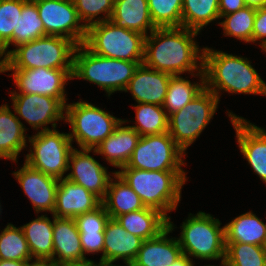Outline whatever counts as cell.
<instances>
[{
  "label": "cell",
  "mask_w": 266,
  "mask_h": 266,
  "mask_svg": "<svg viewBox=\"0 0 266 266\" xmlns=\"http://www.w3.org/2000/svg\"><path fill=\"white\" fill-rule=\"evenodd\" d=\"M199 32L184 27H157L145 38L143 64L151 69L205 79L203 71V48L194 37ZM200 60V61H198ZM197 72L193 73V72ZM196 74V75H195Z\"/></svg>",
  "instance_id": "cell-1"
},
{
  "label": "cell",
  "mask_w": 266,
  "mask_h": 266,
  "mask_svg": "<svg viewBox=\"0 0 266 266\" xmlns=\"http://www.w3.org/2000/svg\"><path fill=\"white\" fill-rule=\"evenodd\" d=\"M205 87L220 101L219 93L266 95V83L245 58L223 51L203 48Z\"/></svg>",
  "instance_id": "cell-2"
},
{
  "label": "cell",
  "mask_w": 266,
  "mask_h": 266,
  "mask_svg": "<svg viewBox=\"0 0 266 266\" xmlns=\"http://www.w3.org/2000/svg\"><path fill=\"white\" fill-rule=\"evenodd\" d=\"M115 171L140 197L145 207L167 212L176 210L181 201V189L187 181L185 171H146L121 168Z\"/></svg>",
  "instance_id": "cell-3"
},
{
  "label": "cell",
  "mask_w": 266,
  "mask_h": 266,
  "mask_svg": "<svg viewBox=\"0 0 266 266\" xmlns=\"http://www.w3.org/2000/svg\"><path fill=\"white\" fill-rule=\"evenodd\" d=\"M76 44L62 36L47 35L7 50L0 62V70H23L35 68L73 69Z\"/></svg>",
  "instance_id": "cell-4"
},
{
  "label": "cell",
  "mask_w": 266,
  "mask_h": 266,
  "mask_svg": "<svg viewBox=\"0 0 266 266\" xmlns=\"http://www.w3.org/2000/svg\"><path fill=\"white\" fill-rule=\"evenodd\" d=\"M140 64L143 61H127L94 54L81 44L74 51L72 78L94 83L110 97L116 91H125Z\"/></svg>",
  "instance_id": "cell-5"
},
{
  "label": "cell",
  "mask_w": 266,
  "mask_h": 266,
  "mask_svg": "<svg viewBox=\"0 0 266 266\" xmlns=\"http://www.w3.org/2000/svg\"><path fill=\"white\" fill-rule=\"evenodd\" d=\"M211 214L199 211L182 223L177 238L183 254L203 260H225V227Z\"/></svg>",
  "instance_id": "cell-6"
},
{
  "label": "cell",
  "mask_w": 266,
  "mask_h": 266,
  "mask_svg": "<svg viewBox=\"0 0 266 266\" xmlns=\"http://www.w3.org/2000/svg\"><path fill=\"white\" fill-rule=\"evenodd\" d=\"M146 36L117 27L111 20L90 25L84 45L94 54L127 61H143Z\"/></svg>",
  "instance_id": "cell-7"
},
{
  "label": "cell",
  "mask_w": 266,
  "mask_h": 266,
  "mask_svg": "<svg viewBox=\"0 0 266 266\" xmlns=\"http://www.w3.org/2000/svg\"><path fill=\"white\" fill-rule=\"evenodd\" d=\"M65 123L71 126L70 140L77 142L80 149H95L111 135L123 121L109 112L85 101L66 104Z\"/></svg>",
  "instance_id": "cell-8"
},
{
  "label": "cell",
  "mask_w": 266,
  "mask_h": 266,
  "mask_svg": "<svg viewBox=\"0 0 266 266\" xmlns=\"http://www.w3.org/2000/svg\"><path fill=\"white\" fill-rule=\"evenodd\" d=\"M218 103L219 98L205 87L191 102L168 116V133L184 152L209 124Z\"/></svg>",
  "instance_id": "cell-9"
},
{
  "label": "cell",
  "mask_w": 266,
  "mask_h": 266,
  "mask_svg": "<svg viewBox=\"0 0 266 266\" xmlns=\"http://www.w3.org/2000/svg\"><path fill=\"white\" fill-rule=\"evenodd\" d=\"M28 141L32 147L25 158L28 166L58 180L66 178L64 174L74 149L68 133H60L56 128L37 131Z\"/></svg>",
  "instance_id": "cell-10"
},
{
  "label": "cell",
  "mask_w": 266,
  "mask_h": 266,
  "mask_svg": "<svg viewBox=\"0 0 266 266\" xmlns=\"http://www.w3.org/2000/svg\"><path fill=\"white\" fill-rule=\"evenodd\" d=\"M184 152L168 132L141 136L131 159L123 168L146 171H184Z\"/></svg>",
  "instance_id": "cell-11"
},
{
  "label": "cell",
  "mask_w": 266,
  "mask_h": 266,
  "mask_svg": "<svg viewBox=\"0 0 266 266\" xmlns=\"http://www.w3.org/2000/svg\"><path fill=\"white\" fill-rule=\"evenodd\" d=\"M45 28V36H62L77 46L84 44L87 28L81 23L73 0H33Z\"/></svg>",
  "instance_id": "cell-12"
},
{
  "label": "cell",
  "mask_w": 266,
  "mask_h": 266,
  "mask_svg": "<svg viewBox=\"0 0 266 266\" xmlns=\"http://www.w3.org/2000/svg\"><path fill=\"white\" fill-rule=\"evenodd\" d=\"M10 98L14 113L18 119H24L34 130L55 129L57 121L65 120V105L57 98L40 94H20L11 92ZM47 126V127H46Z\"/></svg>",
  "instance_id": "cell-13"
},
{
  "label": "cell",
  "mask_w": 266,
  "mask_h": 266,
  "mask_svg": "<svg viewBox=\"0 0 266 266\" xmlns=\"http://www.w3.org/2000/svg\"><path fill=\"white\" fill-rule=\"evenodd\" d=\"M13 71L12 76L20 94H40L59 99L65 106L67 96L65 85L73 80V69H23L0 70V73Z\"/></svg>",
  "instance_id": "cell-14"
},
{
  "label": "cell",
  "mask_w": 266,
  "mask_h": 266,
  "mask_svg": "<svg viewBox=\"0 0 266 266\" xmlns=\"http://www.w3.org/2000/svg\"><path fill=\"white\" fill-rule=\"evenodd\" d=\"M92 149L74 148L69 156L68 173L65 177L94 193L101 200L106 196L111 174L89 153ZM72 164V165H71Z\"/></svg>",
  "instance_id": "cell-15"
},
{
  "label": "cell",
  "mask_w": 266,
  "mask_h": 266,
  "mask_svg": "<svg viewBox=\"0 0 266 266\" xmlns=\"http://www.w3.org/2000/svg\"><path fill=\"white\" fill-rule=\"evenodd\" d=\"M244 159L266 184V130L228 111Z\"/></svg>",
  "instance_id": "cell-16"
},
{
  "label": "cell",
  "mask_w": 266,
  "mask_h": 266,
  "mask_svg": "<svg viewBox=\"0 0 266 266\" xmlns=\"http://www.w3.org/2000/svg\"><path fill=\"white\" fill-rule=\"evenodd\" d=\"M12 174L31 201L36 213L49 211L53 214L58 179L31 168L25 162L19 170Z\"/></svg>",
  "instance_id": "cell-17"
},
{
  "label": "cell",
  "mask_w": 266,
  "mask_h": 266,
  "mask_svg": "<svg viewBox=\"0 0 266 266\" xmlns=\"http://www.w3.org/2000/svg\"><path fill=\"white\" fill-rule=\"evenodd\" d=\"M102 204L94 193L67 178L59 179L53 216L75 218L77 215L93 211Z\"/></svg>",
  "instance_id": "cell-18"
},
{
  "label": "cell",
  "mask_w": 266,
  "mask_h": 266,
  "mask_svg": "<svg viewBox=\"0 0 266 266\" xmlns=\"http://www.w3.org/2000/svg\"><path fill=\"white\" fill-rule=\"evenodd\" d=\"M142 242L143 239L127 232L116 219L110 218L104 231L103 264L121 266L113 263L122 259L126 264L124 266H130Z\"/></svg>",
  "instance_id": "cell-19"
},
{
  "label": "cell",
  "mask_w": 266,
  "mask_h": 266,
  "mask_svg": "<svg viewBox=\"0 0 266 266\" xmlns=\"http://www.w3.org/2000/svg\"><path fill=\"white\" fill-rule=\"evenodd\" d=\"M171 74L140 64L129 81L125 92L130 91L137 103L162 106L168 90Z\"/></svg>",
  "instance_id": "cell-20"
},
{
  "label": "cell",
  "mask_w": 266,
  "mask_h": 266,
  "mask_svg": "<svg viewBox=\"0 0 266 266\" xmlns=\"http://www.w3.org/2000/svg\"><path fill=\"white\" fill-rule=\"evenodd\" d=\"M175 226L168 218V227L157 237L143 240L130 266H170L183 252L177 238L168 237Z\"/></svg>",
  "instance_id": "cell-21"
},
{
  "label": "cell",
  "mask_w": 266,
  "mask_h": 266,
  "mask_svg": "<svg viewBox=\"0 0 266 266\" xmlns=\"http://www.w3.org/2000/svg\"><path fill=\"white\" fill-rule=\"evenodd\" d=\"M88 260L90 259L84 256L79 231L74 218H58L54 216L53 262L61 266Z\"/></svg>",
  "instance_id": "cell-22"
},
{
  "label": "cell",
  "mask_w": 266,
  "mask_h": 266,
  "mask_svg": "<svg viewBox=\"0 0 266 266\" xmlns=\"http://www.w3.org/2000/svg\"><path fill=\"white\" fill-rule=\"evenodd\" d=\"M127 122L123 119L114 132L93 149V153L104 156L109 164L120 169L127 166L141 137L132 127L122 126Z\"/></svg>",
  "instance_id": "cell-23"
},
{
  "label": "cell",
  "mask_w": 266,
  "mask_h": 266,
  "mask_svg": "<svg viewBox=\"0 0 266 266\" xmlns=\"http://www.w3.org/2000/svg\"><path fill=\"white\" fill-rule=\"evenodd\" d=\"M109 219L110 216L103 204L93 211L77 215L74 218L84 256L102 252L100 262L103 263L104 231Z\"/></svg>",
  "instance_id": "cell-24"
},
{
  "label": "cell",
  "mask_w": 266,
  "mask_h": 266,
  "mask_svg": "<svg viewBox=\"0 0 266 266\" xmlns=\"http://www.w3.org/2000/svg\"><path fill=\"white\" fill-rule=\"evenodd\" d=\"M110 20L117 27L136 31L145 36L157 28L151 20L148 0H114V10Z\"/></svg>",
  "instance_id": "cell-25"
},
{
  "label": "cell",
  "mask_w": 266,
  "mask_h": 266,
  "mask_svg": "<svg viewBox=\"0 0 266 266\" xmlns=\"http://www.w3.org/2000/svg\"><path fill=\"white\" fill-rule=\"evenodd\" d=\"M25 125L11 112L9 105L0 106V158L18 162L20 152L27 147Z\"/></svg>",
  "instance_id": "cell-26"
},
{
  "label": "cell",
  "mask_w": 266,
  "mask_h": 266,
  "mask_svg": "<svg viewBox=\"0 0 266 266\" xmlns=\"http://www.w3.org/2000/svg\"><path fill=\"white\" fill-rule=\"evenodd\" d=\"M115 219L127 232L143 240L157 237L168 227V218L159 210L150 207L122 214Z\"/></svg>",
  "instance_id": "cell-27"
},
{
  "label": "cell",
  "mask_w": 266,
  "mask_h": 266,
  "mask_svg": "<svg viewBox=\"0 0 266 266\" xmlns=\"http://www.w3.org/2000/svg\"><path fill=\"white\" fill-rule=\"evenodd\" d=\"M112 175L114 178H111L106 196L102 200L110 218L115 219L122 214L144 209L145 205L133 189L116 172H112Z\"/></svg>",
  "instance_id": "cell-28"
},
{
  "label": "cell",
  "mask_w": 266,
  "mask_h": 266,
  "mask_svg": "<svg viewBox=\"0 0 266 266\" xmlns=\"http://www.w3.org/2000/svg\"><path fill=\"white\" fill-rule=\"evenodd\" d=\"M225 243H249L262 246L266 240V223L252 211L235 217L224 225Z\"/></svg>",
  "instance_id": "cell-29"
},
{
  "label": "cell",
  "mask_w": 266,
  "mask_h": 266,
  "mask_svg": "<svg viewBox=\"0 0 266 266\" xmlns=\"http://www.w3.org/2000/svg\"><path fill=\"white\" fill-rule=\"evenodd\" d=\"M53 221L41 215L21 226L28 243L32 259L53 261Z\"/></svg>",
  "instance_id": "cell-30"
},
{
  "label": "cell",
  "mask_w": 266,
  "mask_h": 266,
  "mask_svg": "<svg viewBox=\"0 0 266 266\" xmlns=\"http://www.w3.org/2000/svg\"><path fill=\"white\" fill-rule=\"evenodd\" d=\"M220 18L219 0H183L182 27L200 31Z\"/></svg>",
  "instance_id": "cell-31"
},
{
  "label": "cell",
  "mask_w": 266,
  "mask_h": 266,
  "mask_svg": "<svg viewBox=\"0 0 266 266\" xmlns=\"http://www.w3.org/2000/svg\"><path fill=\"white\" fill-rule=\"evenodd\" d=\"M205 88V79L191 83L186 77L171 75L163 108L167 115L179 111Z\"/></svg>",
  "instance_id": "cell-32"
},
{
  "label": "cell",
  "mask_w": 266,
  "mask_h": 266,
  "mask_svg": "<svg viewBox=\"0 0 266 266\" xmlns=\"http://www.w3.org/2000/svg\"><path fill=\"white\" fill-rule=\"evenodd\" d=\"M45 36V28L39 17L36 3L33 0H23L22 12L17 23V32L12 33L15 47Z\"/></svg>",
  "instance_id": "cell-33"
},
{
  "label": "cell",
  "mask_w": 266,
  "mask_h": 266,
  "mask_svg": "<svg viewBox=\"0 0 266 266\" xmlns=\"http://www.w3.org/2000/svg\"><path fill=\"white\" fill-rule=\"evenodd\" d=\"M136 112V124L130 126L140 136L154 135L168 132V115L163 106L138 103L134 107Z\"/></svg>",
  "instance_id": "cell-34"
},
{
  "label": "cell",
  "mask_w": 266,
  "mask_h": 266,
  "mask_svg": "<svg viewBox=\"0 0 266 266\" xmlns=\"http://www.w3.org/2000/svg\"><path fill=\"white\" fill-rule=\"evenodd\" d=\"M0 259L31 261L32 255L24 232L20 227L8 225L0 233Z\"/></svg>",
  "instance_id": "cell-35"
},
{
  "label": "cell",
  "mask_w": 266,
  "mask_h": 266,
  "mask_svg": "<svg viewBox=\"0 0 266 266\" xmlns=\"http://www.w3.org/2000/svg\"><path fill=\"white\" fill-rule=\"evenodd\" d=\"M255 16L256 8L245 6L234 13L223 15L221 19H225L219 22L218 25L223 28L225 36L235 37L238 40L251 43Z\"/></svg>",
  "instance_id": "cell-36"
},
{
  "label": "cell",
  "mask_w": 266,
  "mask_h": 266,
  "mask_svg": "<svg viewBox=\"0 0 266 266\" xmlns=\"http://www.w3.org/2000/svg\"><path fill=\"white\" fill-rule=\"evenodd\" d=\"M22 7L23 0H0V62L7 56L12 33L17 32Z\"/></svg>",
  "instance_id": "cell-37"
},
{
  "label": "cell",
  "mask_w": 266,
  "mask_h": 266,
  "mask_svg": "<svg viewBox=\"0 0 266 266\" xmlns=\"http://www.w3.org/2000/svg\"><path fill=\"white\" fill-rule=\"evenodd\" d=\"M227 266H266V252L262 246L249 243H226Z\"/></svg>",
  "instance_id": "cell-38"
},
{
  "label": "cell",
  "mask_w": 266,
  "mask_h": 266,
  "mask_svg": "<svg viewBox=\"0 0 266 266\" xmlns=\"http://www.w3.org/2000/svg\"><path fill=\"white\" fill-rule=\"evenodd\" d=\"M183 0H148L151 20L156 27L182 26Z\"/></svg>",
  "instance_id": "cell-39"
},
{
  "label": "cell",
  "mask_w": 266,
  "mask_h": 266,
  "mask_svg": "<svg viewBox=\"0 0 266 266\" xmlns=\"http://www.w3.org/2000/svg\"><path fill=\"white\" fill-rule=\"evenodd\" d=\"M78 17L83 25L109 21L114 10V0H73ZM103 13L102 17L99 14ZM99 16V17H97Z\"/></svg>",
  "instance_id": "cell-40"
},
{
  "label": "cell",
  "mask_w": 266,
  "mask_h": 266,
  "mask_svg": "<svg viewBox=\"0 0 266 266\" xmlns=\"http://www.w3.org/2000/svg\"><path fill=\"white\" fill-rule=\"evenodd\" d=\"M260 41V47L266 51V6L256 9L254 27L252 32V42Z\"/></svg>",
  "instance_id": "cell-41"
},
{
  "label": "cell",
  "mask_w": 266,
  "mask_h": 266,
  "mask_svg": "<svg viewBox=\"0 0 266 266\" xmlns=\"http://www.w3.org/2000/svg\"><path fill=\"white\" fill-rule=\"evenodd\" d=\"M244 0H219L220 19L223 15H228L244 8Z\"/></svg>",
  "instance_id": "cell-42"
},
{
  "label": "cell",
  "mask_w": 266,
  "mask_h": 266,
  "mask_svg": "<svg viewBox=\"0 0 266 266\" xmlns=\"http://www.w3.org/2000/svg\"><path fill=\"white\" fill-rule=\"evenodd\" d=\"M193 260L186 254H182L178 257L170 266H193Z\"/></svg>",
  "instance_id": "cell-43"
},
{
  "label": "cell",
  "mask_w": 266,
  "mask_h": 266,
  "mask_svg": "<svg viewBox=\"0 0 266 266\" xmlns=\"http://www.w3.org/2000/svg\"><path fill=\"white\" fill-rule=\"evenodd\" d=\"M27 266H58L51 260L35 259L34 261H28Z\"/></svg>",
  "instance_id": "cell-44"
},
{
  "label": "cell",
  "mask_w": 266,
  "mask_h": 266,
  "mask_svg": "<svg viewBox=\"0 0 266 266\" xmlns=\"http://www.w3.org/2000/svg\"><path fill=\"white\" fill-rule=\"evenodd\" d=\"M28 261H16V260H2L0 259V266H27Z\"/></svg>",
  "instance_id": "cell-45"
},
{
  "label": "cell",
  "mask_w": 266,
  "mask_h": 266,
  "mask_svg": "<svg viewBox=\"0 0 266 266\" xmlns=\"http://www.w3.org/2000/svg\"><path fill=\"white\" fill-rule=\"evenodd\" d=\"M61 266H108V265H105L100 261L99 263H95L93 260H88L80 263H68Z\"/></svg>",
  "instance_id": "cell-46"
},
{
  "label": "cell",
  "mask_w": 266,
  "mask_h": 266,
  "mask_svg": "<svg viewBox=\"0 0 266 266\" xmlns=\"http://www.w3.org/2000/svg\"><path fill=\"white\" fill-rule=\"evenodd\" d=\"M245 5L253 8H261L266 6V0H244Z\"/></svg>",
  "instance_id": "cell-47"
},
{
  "label": "cell",
  "mask_w": 266,
  "mask_h": 266,
  "mask_svg": "<svg viewBox=\"0 0 266 266\" xmlns=\"http://www.w3.org/2000/svg\"><path fill=\"white\" fill-rule=\"evenodd\" d=\"M205 266H215V265H205ZM220 266H227L226 261L225 260H221V265Z\"/></svg>",
  "instance_id": "cell-48"
},
{
  "label": "cell",
  "mask_w": 266,
  "mask_h": 266,
  "mask_svg": "<svg viewBox=\"0 0 266 266\" xmlns=\"http://www.w3.org/2000/svg\"><path fill=\"white\" fill-rule=\"evenodd\" d=\"M263 248H264V250H265V252H266V240H265V243H264V245H263Z\"/></svg>",
  "instance_id": "cell-49"
}]
</instances>
